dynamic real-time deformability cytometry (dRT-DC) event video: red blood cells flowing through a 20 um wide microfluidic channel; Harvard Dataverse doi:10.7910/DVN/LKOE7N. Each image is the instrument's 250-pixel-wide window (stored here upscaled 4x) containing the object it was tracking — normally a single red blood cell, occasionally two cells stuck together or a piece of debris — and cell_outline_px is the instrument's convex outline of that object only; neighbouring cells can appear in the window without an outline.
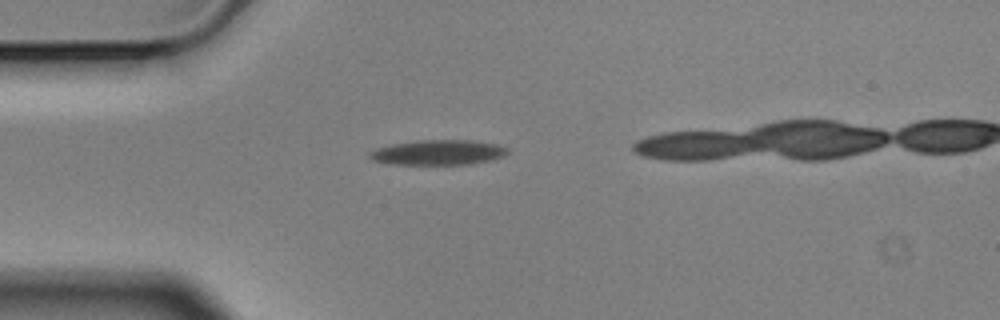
{"species": "Egyptian fruit bat (a non-hibernating species)", "species_latin": "Rousettus aegyptiacus", "temperature_condition": "cold", "stored_images_in_passage": 4, "camera_frame_rate_fps": 3000, "um_per_image_px": 0.085, "animal": {"sex": "male"}, "frame": {"image": 1, "passage_image": 4, "time_ms": 1.0, "image_size_px": [1000, 320], "cell_outline_px": [[508, 152], [504, 156], [492, 160], [472, 164], [388, 164], [372, 160], [368, 156], [368, 152], [376, 148], [392, 144], [416, 140], [472, 140], [496, 144], [508, 148]], "centroid_in_image_um": [37.23, 12.96], "position_along_channel_um": 47.8, "area_um2": 20.29}}